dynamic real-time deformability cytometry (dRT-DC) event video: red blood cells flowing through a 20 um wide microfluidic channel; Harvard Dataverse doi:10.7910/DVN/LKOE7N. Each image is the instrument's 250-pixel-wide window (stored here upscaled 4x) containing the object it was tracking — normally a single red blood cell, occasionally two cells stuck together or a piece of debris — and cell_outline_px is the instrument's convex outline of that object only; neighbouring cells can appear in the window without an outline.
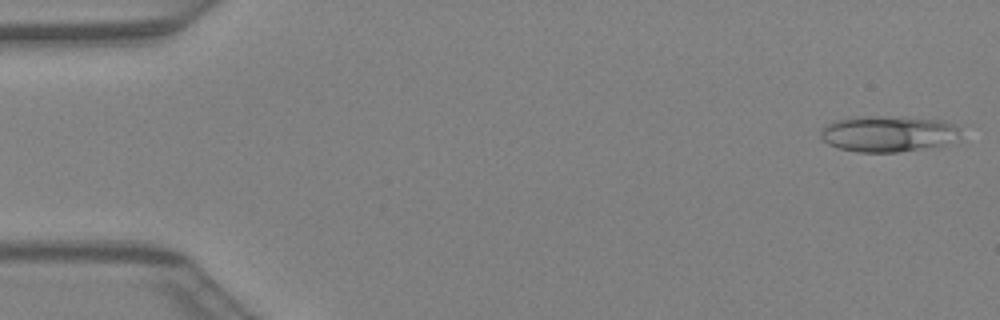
{"species": "Egyptian fruit bat (a non-hibernating species)", "species_latin": "Rousettus aegyptiacus", "temperature_condition": "warm", "stored_images_in_passage": 41, "camera_frame_rate_fps": 3000, "um_per_image_px": 0.085, "animal": {"sex": "female"}, "frame": {"image": 1, "passage_image": 1, "time_ms": 0.0, "image_size_px": [1000, 320], "cell_outline_px": [[960, 140], [936, 148], [900, 152], [856, 152], [836, 148], [828, 144], [820, 136], [820, 128], [836, 120], [856, 116], [904, 116], [940, 120], [952, 124], [960, 128]], "centroid_in_image_um": [75.55, 11.38], "position_along_channel_um": 9.5, "area_um2": 30.35}}
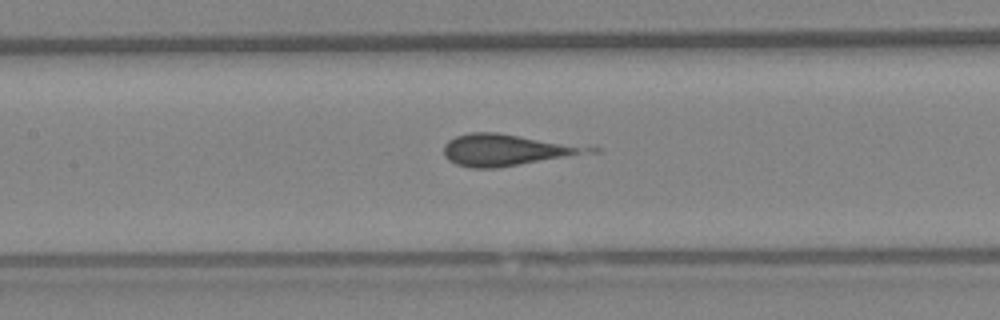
{"frame": {"image": 2, "passage_image": 19, "time_ms": 6.0, "image_size_px": [1000, 320], "cell_outline_px": [[600, 152], [496, 168], [468, 168], [456, 164], [448, 160], [444, 156], [444, 144], [448, 140], [456, 136], [468, 132], [496, 132], [596, 144], [600, 148]], "centroid_in_image_um": [43.31, 12.72], "position_along_channel_um": 164.1, "area_um2": 28.21}}
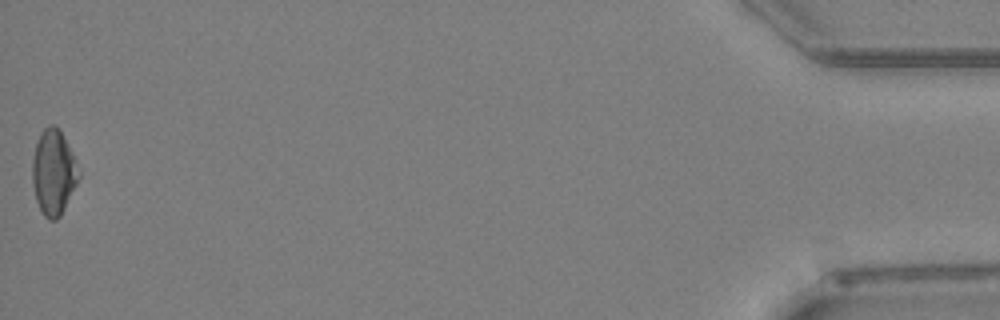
{"frame": {"image": 3, "passage_image": 41, "time_ms": 13.333, "image_size_px": [1000, 320], "cell_outline_px": [[80, 176], [60, 216], [56, 220], [48, 220], [44, 216], [36, 200], [32, 184], [32, 160], [36, 140], [40, 132], [48, 124], [52, 124], [60, 132], [72, 152], [76, 160], [80, 172]], "centroid_in_image_um": [4.53, 14.64], "position_along_channel_um": 430.7, "area_um2": 22.95}}